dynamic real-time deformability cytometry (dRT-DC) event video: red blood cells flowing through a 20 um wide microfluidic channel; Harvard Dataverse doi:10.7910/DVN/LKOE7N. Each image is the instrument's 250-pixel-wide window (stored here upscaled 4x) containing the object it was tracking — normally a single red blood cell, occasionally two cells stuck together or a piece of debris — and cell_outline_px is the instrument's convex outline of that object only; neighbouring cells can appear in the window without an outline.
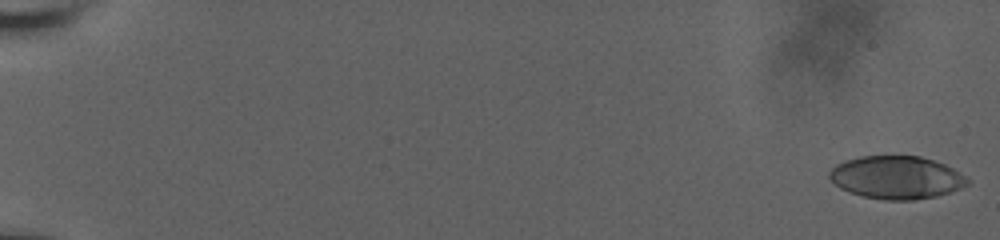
{"species": "human", "species_latin": "Homo sapiens", "temperature_condition": "room temperature", "stored_images_in_passage": 20, "camera_frame_rate_fps": 3000, "um_per_image_px": 0.085, "donor": {"sex": "male"}, "frame": {"image": 1, "passage_image": 1, "time_ms": 0.0, "image_size_px": [1000, 240], "cell_outline_px": [[968, 184], [952, 192], [936, 196], [912, 200], [884, 200], [864, 196], [840, 188], [828, 176], [828, 172], [836, 164], [844, 160], [860, 156], [920, 156], [944, 164], [952, 168], [964, 176], [968, 180]], "centroid_in_image_um": [76.18, 15.08], "position_along_channel_um": 8.8, "area_um2": 34.28}}
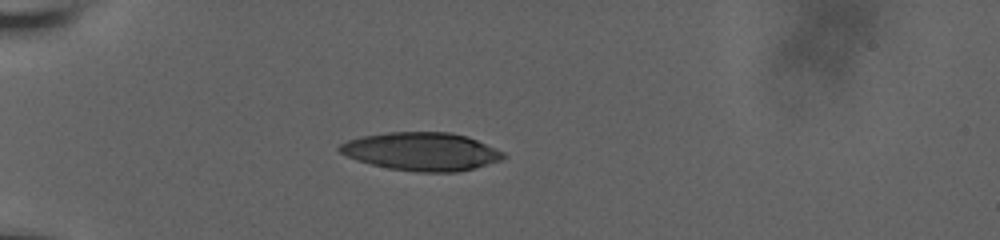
{"frame": {"image": 2, "passage_image": 15, "time_ms": 6.0, "image_size_px": [1000, 240], "cell_outline_px": [[508, 156], [504, 160], [456, 172], [416, 172], [388, 168], [356, 160], [340, 152], [336, 148], [340, 144], [348, 140], [364, 136], [388, 132], [452, 132], [468, 136], [496, 148], [504, 152]], "centroid_in_image_um": [35.87, 12.87], "position_along_channel_um": 49.1, "area_um2": 36.53}}
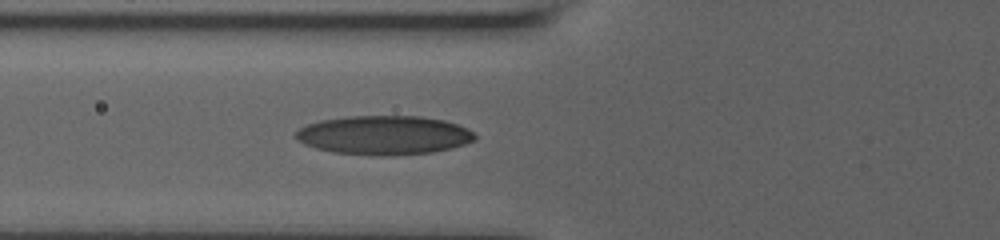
{"frame": {"image": 3, "passage_image": 20, "time_ms": 8.0, "image_size_px": [1000, 240], "cell_outline_px": [[476, 140], [452, 148], [432, 152], [384, 156], [380, 156], [332, 152], [316, 148], [304, 144], [296, 140], [292, 136], [300, 128], [308, 124], [320, 120], [348, 116], [420, 116], [444, 120], [468, 128], [476, 136]], "centroid_in_image_um": [32.62, 11.49], "position_along_channel_um": 93.2, "area_um2": 40.86}}